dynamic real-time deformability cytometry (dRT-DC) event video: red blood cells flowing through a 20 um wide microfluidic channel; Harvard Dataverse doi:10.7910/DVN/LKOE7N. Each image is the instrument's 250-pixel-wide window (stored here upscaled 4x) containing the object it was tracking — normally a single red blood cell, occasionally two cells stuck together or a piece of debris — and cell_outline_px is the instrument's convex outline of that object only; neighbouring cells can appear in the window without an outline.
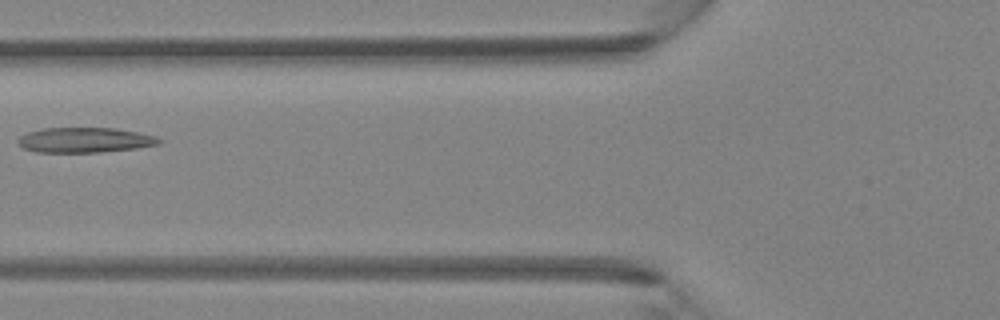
{"species": "Egyptian fruit bat (a non-hibernating species)", "species_latin": "Rousettus aegyptiacus", "temperature_condition": "room temperature", "stored_images_in_passage": 5, "camera_frame_rate_fps": 3000, "um_per_image_px": 0.085, "animal": {"sex": "female"}, "frame": {"image": 1, "passage_image": 5, "time_ms": 1.333, "image_size_px": [1000, 320], "cell_outline_px": [[164, 140], [160, 144], [136, 148], [100, 152], [36, 152], [24, 148], [16, 140], [20, 136], [28, 132], [44, 128], [116, 128], [156, 136]], "centroid_in_image_um": [7.23, 11.9], "position_along_channel_um": 118.6, "area_um2": 20.58}}